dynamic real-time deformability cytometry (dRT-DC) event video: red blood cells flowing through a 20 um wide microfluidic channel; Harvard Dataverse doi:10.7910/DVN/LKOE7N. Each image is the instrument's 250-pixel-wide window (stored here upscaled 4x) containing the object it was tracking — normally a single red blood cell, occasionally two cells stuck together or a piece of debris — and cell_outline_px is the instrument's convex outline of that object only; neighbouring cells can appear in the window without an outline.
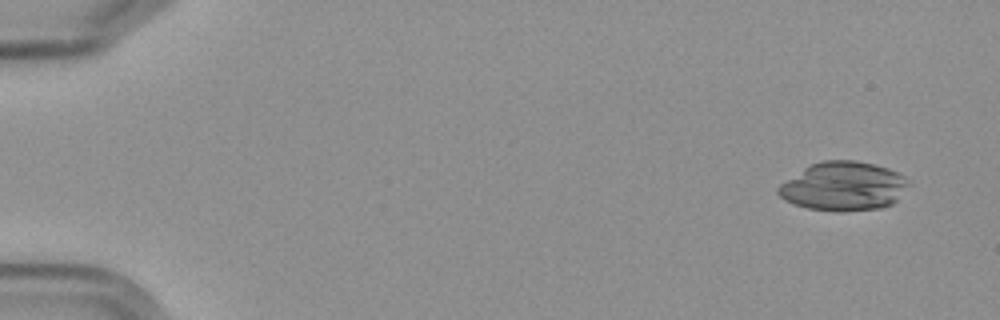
{"species": "Egyptian fruit bat (a non-hibernating species)", "species_latin": "Rousettus aegyptiacus", "temperature_condition": "cold", "stored_images_in_passage": 6, "segment_of_instrument_passage": [1, 2], "camera_frame_rate_fps": 3000, "um_per_image_px": 0.085, "frame": {"image": 1, "passage_image": 1, "time_ms": 0.0, "image_size_px": [1000, 320], "cell_outline_px": [[912, 184], [892, 204], [880, 208], [808, 208], [784, 200], [776, 192], [776, 188], [780, 184], [804, 168], [812, 164], [824, 160], [856, 160], [888, 168], [904, 176]], "centroid_in_image_um": [71.72, 15.78], "position_along_channel_um": 13.3, "area_um2": 36.07}}